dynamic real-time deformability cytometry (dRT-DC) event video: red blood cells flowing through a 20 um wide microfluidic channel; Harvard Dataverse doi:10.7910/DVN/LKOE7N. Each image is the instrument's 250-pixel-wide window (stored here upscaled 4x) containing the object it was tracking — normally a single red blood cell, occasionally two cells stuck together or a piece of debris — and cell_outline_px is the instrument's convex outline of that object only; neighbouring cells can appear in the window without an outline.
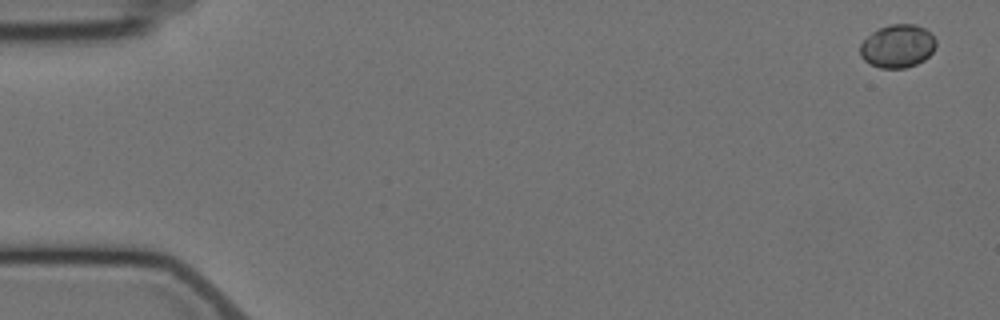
{"species": "Egyptian fruit bat (a non-hibernating species)", "species_latin": "Rousettus aegyptiacus", "temperature_condition": "cold", "stored_images_in_passage": 5, "camera_frame_rate_fps": 3000, "um_per_image_px": 0.085, "animal": {"sex": "female"}, "frame": {"image": 1, "passage_image": 1, "time_ms": 0.0, "image_size_px": [1000, 320], "cell_outline_px": [[936, 44], [932, 52], [924, 60], [916, 64], [904, 68], [880, 68], [864, 60], [860, 56], [860, 44], [872, 32], [880, 28], [892, 24], [916, 24], [924, 28], [936, 40]], "centroid_in_image_um": [76.29, 3.92], "position_along_channel_um": 8.7, "area_um2": 18.9}}
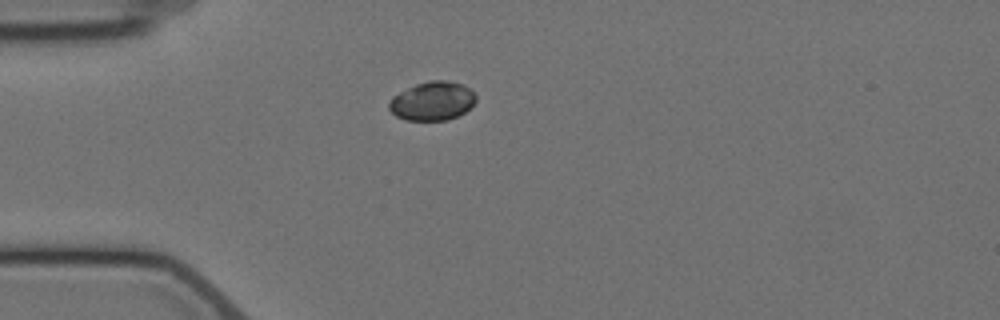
{"frame": {"image": 2, "passage_image": 5, "time_ms": 4.667, "image_size_px": [1000, 320], "cell_outline_px": [[476, 100], [464, 112], [448, 120], [404, 120], [396, 116], [388, 108], [388, 104], [392, 96], [416, 84], [432, 80], [448, 80], [464, 84], [476, 96]], "centroid_in_image_um": [36.73, 8.58], "position_along_channel_um": 48.3, "area_um2": 19.54}}